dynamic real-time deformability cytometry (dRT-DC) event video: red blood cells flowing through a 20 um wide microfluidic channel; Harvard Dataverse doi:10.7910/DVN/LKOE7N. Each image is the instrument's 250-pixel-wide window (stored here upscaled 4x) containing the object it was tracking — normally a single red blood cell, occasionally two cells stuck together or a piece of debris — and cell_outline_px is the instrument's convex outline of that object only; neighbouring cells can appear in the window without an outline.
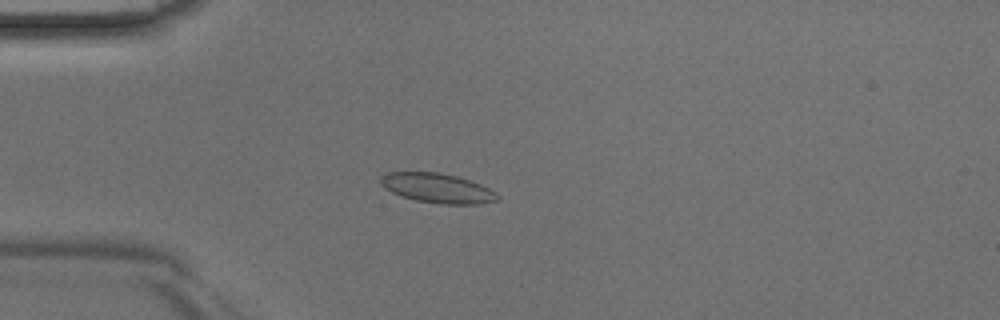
{"species": "Egyptian fruit bat (a non-hibernating species)", "species_latin": "Rousettus aegyptiacus", "temperature_condition": "room temperature", "stored_images_in_passage": 46, "camera_frame_rate_fps": 3000, "um_per_image_px": 0.085, "animal": {"sex": "male"}, "frame": {"image": 1, "passage_image": 13, "time_ms": 4.0, "image_size_px": [1000, 320], "cell_outline_px": [[500, 200], [476, 204], [440, 204], [416, 200], [400, 196], [384, 188], [380, 184], [380, 176], [388, 172], [440, 172], [456, 176], [480, 184], [496, 192], [500, 196]], "centroid_in_image_um": [37.16, 15.99], "position_along_channel_um": 47.8, "area_um2": 20.23}}
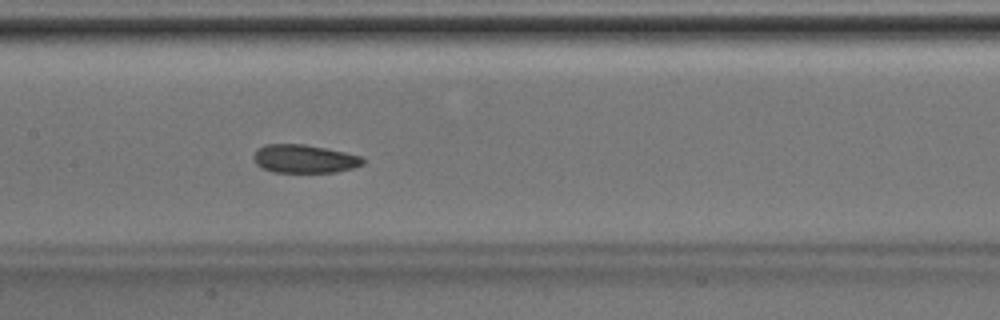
{"frame": {"image": 2, "passage_image": 23, "time_ms": 7.333, "image_size_px": [1000, 320], "cell_outline_px": [[364, 164], [352, 168], [336, 172], [272, 172], [256, 164], [252, 156], [256, 148], [264, 144], [304, 144], [344, 152], [360, 156], [364, 160]], "centroid_in_image_um": [25.82, 13.49], "position_along_channel_um": 181.6, "area_um2": 18.03}}
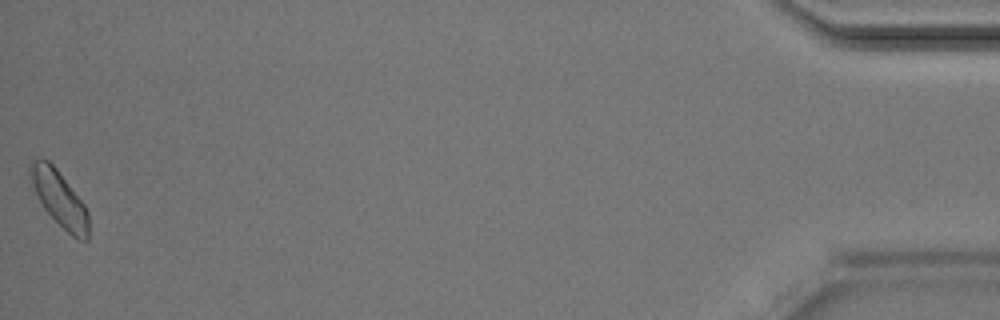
{"frame": {"image": 3, "passage_image": 46, "time_ms": 15.0, "image_size_px": [1000, 320], "cell_outline_px": [[88, 240], [80, 240], [72, 236], [44, 208], [32, 184], [28, 172], [28, 164], [36, 156], [48, 160], [56, 168], [84, 204], [88, 212]], "centroid_in_image_um": [5.02, 16.82], "position_along_channel_um": 430.2, "area_um2": 18.61}}